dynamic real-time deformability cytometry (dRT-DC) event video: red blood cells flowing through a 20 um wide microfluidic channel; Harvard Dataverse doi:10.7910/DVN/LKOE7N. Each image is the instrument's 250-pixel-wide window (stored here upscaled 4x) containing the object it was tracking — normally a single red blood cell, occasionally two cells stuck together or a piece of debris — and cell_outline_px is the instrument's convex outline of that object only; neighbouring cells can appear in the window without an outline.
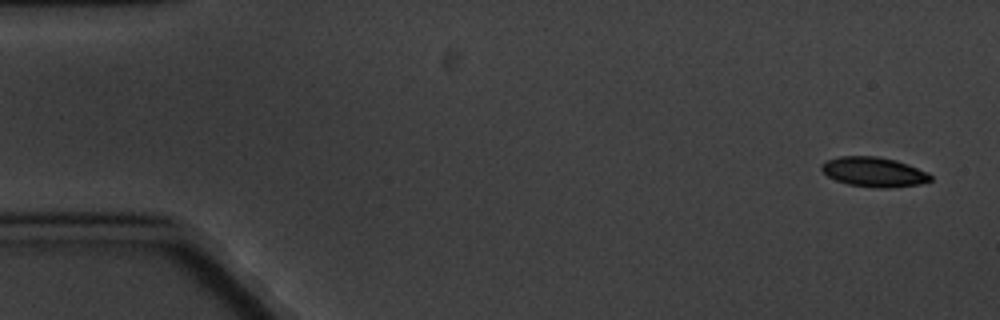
{"species": "common noctule bat (a hibernating species)", "species_latin": "Nyctalus noctula", "temperature_condition": "cold", "stored_images_in_passage": 9, "camera_frame_rate_fps": 3000, "um_per_image_px": 0.085, "animal": {"sex": "male", "body_mass_g": 20.1, "forearm_length_mm": 53.5}, "frame": {"image": 1, "passage_image": 1, "time_ms": 0.0, "image_size_px": [1000, 320], "cell_outline_px": [[932, 180], [920, 184], [888, 188], [876, 188], [848, 184], [836, 180], [828, 176], [820, 168], [820, 164], [828, 160], [840, 156], [876, 156], [896, 160], [908, 164], [928, 172], [932, 176]], "centroid_in_image_um": [74.29, 14.61], "position_along_channel_um": 10.7, "area_um2": 18.9}}
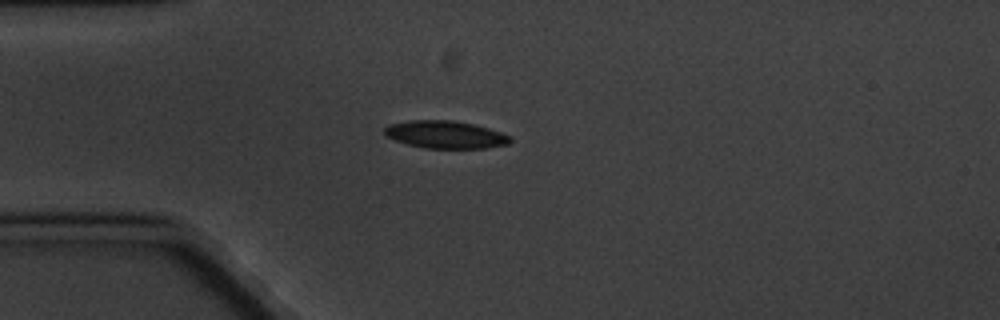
{"frame": {"image": 2, "passage_image": 4, "time_ms": 4.333, "image_size_px": [1000, 320], "cell_outline_px": [[512, 140], [508, 144], [488, 148], [424, 148], [408, 144], [384, 136], [384, 128], [388, 124], [408, 120], [452, 120], [472, 124], [488, 128], [500, 132], [508, 136]], "centroid_in_image_um": [37.82, 11.44], "position_along_channel_um": 47.2, "area_um2": 20.17}}